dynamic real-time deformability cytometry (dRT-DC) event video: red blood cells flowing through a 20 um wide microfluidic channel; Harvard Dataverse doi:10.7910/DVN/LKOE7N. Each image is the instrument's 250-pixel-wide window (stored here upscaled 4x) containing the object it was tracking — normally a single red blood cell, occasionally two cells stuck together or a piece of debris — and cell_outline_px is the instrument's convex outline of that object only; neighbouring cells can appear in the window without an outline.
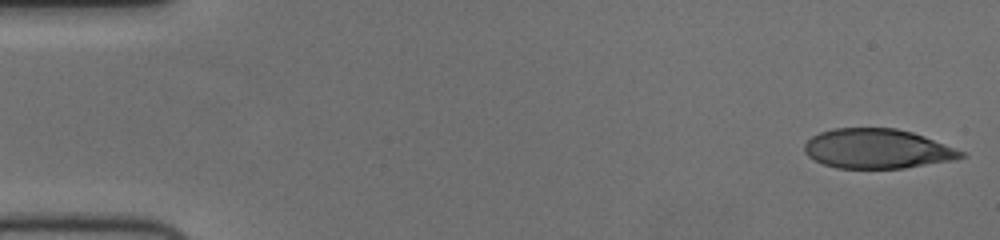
{"species": "human", "species_latin": "Homo sapiens", "temperature_condition": "cold", "stored_images_in_passage": 54, "camera_frame_rate_fps": 3000, "um_per_image_px": 0.085, "donor": {"sex": "female"}, "frame": {"image": 1, "passage_image": 1, "time_ms": 0.0, "image_size_px": [1000, 240], "cell_outline_px": [[968, 156], [956, 160], [904, 168], [836, 168], [824, 164], [808, 156], [804, 152], [804, 144], [812, 136], [820, 132], [832, 128], [896, 128], [912, 132], [924, 136], [964, 152]], "centroid_in_image_um": [74.57, 12.64], "position_along_channel_um": 10.4, "area_um2": 36.18}}
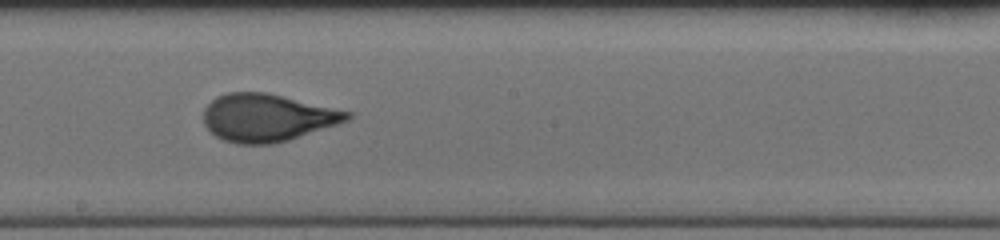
{"frame": {"image": 2, "passage_image": 30, "time_ms": 9.667, "image_size_px": [1000, 240], "cell_outline_px": [[352, 116], [348, 120], [288, 140], [272, 144], [236, 144], [224, 140], [216, 136], [204, 124], [204, 108], [216, 96], [228, 92], [264, 92], [352, 112]], "centroid_in_image_um": [22.68, 10.0], "position_along_channel_um": 225.5, "area_um2": 39.42}}
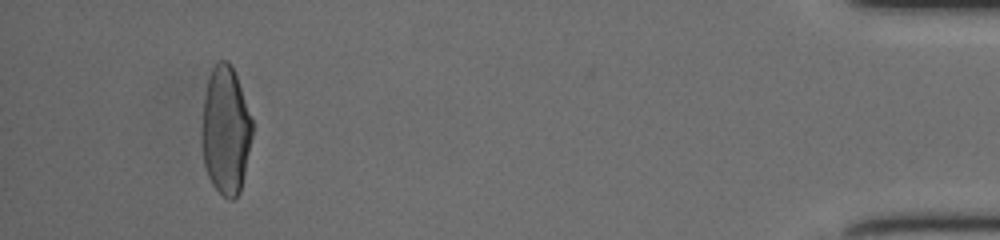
{"frame": {"image": 3, "passage_image": 51, "time_ms": 16.667, "image_size_px": [1000, 240], "cell_outline_px": [[252, 136], [240, 192], [232, 200], [228, 200], [212, 184], [208, 176], [204, 164], [200, 140], [200, 128], [204, 100], [208, 80], [212, 68], [216, 60], [228, 60], [236, 76], [252, 120]], "centroid_in_image_um": [19.15, 11.09], "position_along_channel_um": 416.1, "area_um2": 37.69}, "authors_computed_cell_mechanics": {"area_um2": 38.8127, "velocity_mm_per_s": 3.7418, "shape_relaxation_time_tau1_ms": 4.9265, "shape_relaxation_time_tau2_ms": 0.669, "deformation_change_tau1": 0.1976, "deformation_change_tau2": 0.0695}}